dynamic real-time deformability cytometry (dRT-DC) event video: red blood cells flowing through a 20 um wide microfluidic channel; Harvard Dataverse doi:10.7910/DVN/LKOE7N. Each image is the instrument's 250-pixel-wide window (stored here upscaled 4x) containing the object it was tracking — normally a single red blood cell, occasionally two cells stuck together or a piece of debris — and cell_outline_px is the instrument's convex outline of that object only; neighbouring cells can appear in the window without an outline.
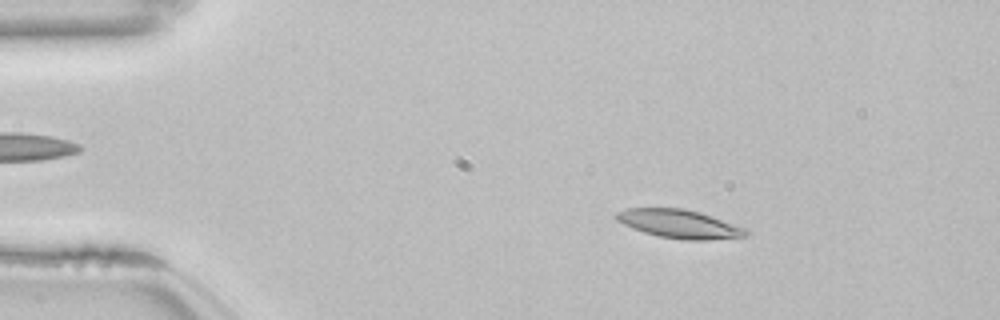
{"species": "common noctule bat (a hibernating species)", "species_latin": "Nyctalus noctula", "temperature_condition": "room temperature", "stored_images_in_passage": 53, "camera_frame_rate_fps": 3000, "um_per_image_px": 0.085, "animal": {"sex": "female", "body_mass_g": 22.7, "forearm_length_mm": 54.2}, "frame": {"image": 1, "passage_image": 8, "time_ms": 2.333, "image_size_px": [1000, 320], "cell_outline_px": [[748, 236], [708, 240], [684, 240], [660, 236], [644, 232], [632, 228], [616, 220], [612, 216], [616, 212], [624, 208], [684, 208], [700, 212], [748, 228]], "centroid_in_image_um": [57.75, 19.02], "position_along_channel_um": 27.3, "area_um2": 21.79}}
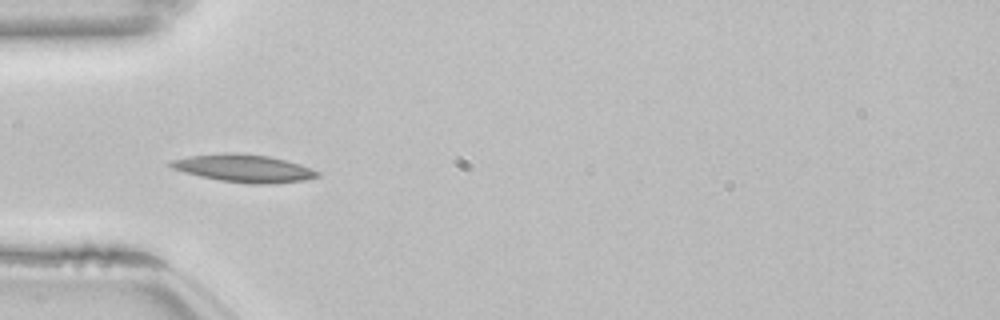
{"frame": {"image": 2, "passage_image": 16, "time_ms": 5.0, "image_size_px": [1000, 320], "cell_outline_px": [[320, 176], [304, 180], [268, 184], [248, 184], [220, 180], [200, 176], [184, 172], [172, 168], [168, 164], [168, 160], [188, 156], [224, 152], [236, 152], [268, 156], [300, 164], [320, 172]], "centroid_in_image_um": [20.69, 14.3], "position_along_channel_um": 64.3, "area_um2": 23.76}}
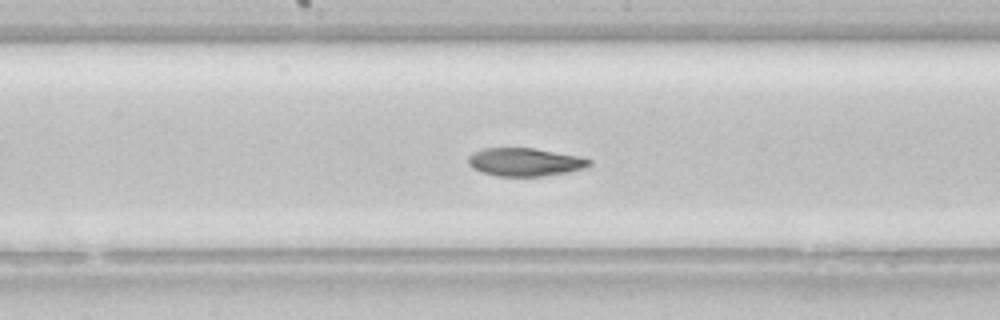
{"frame": {"image": 3, "passage_image": 27, "time_ms": 8.667, "image_size_px": [1000, 320], "cell_outline_px": [[592, 164], [584, 168], [568, 172], [544, 176], [496, 176], [472, 168], [468, 164], [468, 156], [472, 152], [484, 148], [532, 148], [580, 156], [592, 160]], "centroid_in_image_um": [44.62, 13.77], "position_along_channel_um": 203.6, "area_um2": 19.88}, "authors_computed_cell_mechanics": {"area_um2": 21.6172, "velocity_mm_per_s": 3.8259, "shape_relaxation_time_tau1_ms": null, "shape_relaxation_time_tau2_ms": 3.6168, "deformation_change_tau1": null, "deformation_change_tau2": 0.0931}}